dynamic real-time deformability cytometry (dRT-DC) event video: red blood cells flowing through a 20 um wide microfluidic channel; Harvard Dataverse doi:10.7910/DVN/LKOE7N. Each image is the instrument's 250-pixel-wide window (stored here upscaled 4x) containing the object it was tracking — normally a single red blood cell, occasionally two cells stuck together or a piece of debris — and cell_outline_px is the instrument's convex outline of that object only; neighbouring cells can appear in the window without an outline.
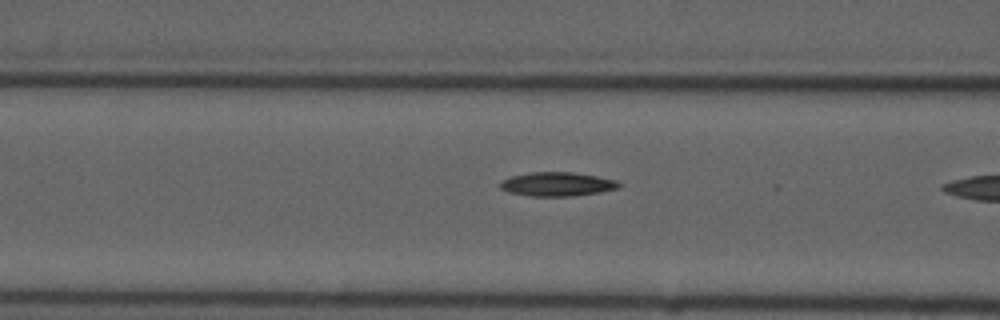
{"species": "common noctule bat (a hibernating species)", "species_latin": "Nyctalus noctula", "temperature_condition": "cold", "stored_images_in_passage": 6, "camera_frame_rate_fps": 3000, "um_per_image_px": 0.085, "animal": {"sex": "male", "forearm_length_mm": 52.5}, "frame": {"image": 1, "passage_image": 5, "time_ms": 5.667, "image_size_px": [1000, 320], "cell_outline_px": [[624, 184], [620, 188], [600, 192], [572, 196], [532, 196], [508, 192], [500, 188], [500, 180], [512, 176], [528, 172], [572, 172], [596, 176], [616, 180]], "centroid_in_image_um": [47.38, 15.65], "position_along_channel_um": 119.2, "area_um2": 16.7}}